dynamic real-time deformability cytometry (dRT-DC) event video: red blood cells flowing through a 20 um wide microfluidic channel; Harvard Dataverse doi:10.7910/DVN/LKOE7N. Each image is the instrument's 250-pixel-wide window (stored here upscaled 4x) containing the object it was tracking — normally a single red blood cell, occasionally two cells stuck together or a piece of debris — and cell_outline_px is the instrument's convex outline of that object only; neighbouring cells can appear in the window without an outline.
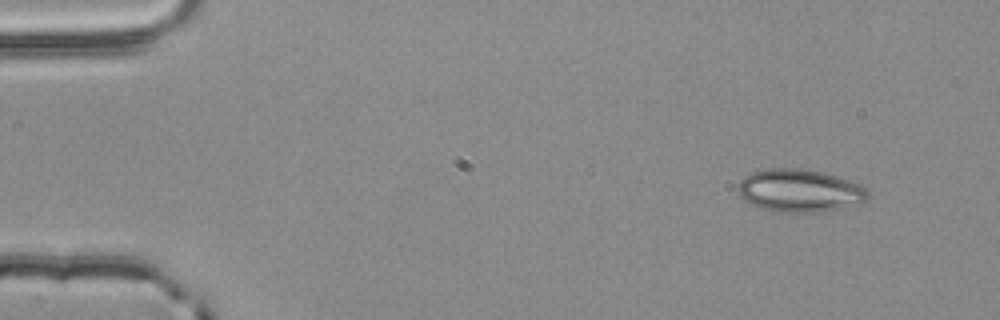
{"species": "common noctule bat (a hibernating species)", "species_latin": "Nyctalus noctula", "temperature_condition": "room temperature", "stored_images_in_passage": 2, "camera_frame_rate_fps": 3000, "um_per_image_px": 0.085, "animal": {"sex": "male", "body_mass_g": 20.4}, "frame": {"image": 1, "passage_image": 1, "time_ms": 0.0, "image_size_px": [1000, 320], "cell_outline_px": [[872, 196], [868, 200], [836, 208], [816, 212], [772, 212], [760, 208], [744, 200], [740, 196], [740, 180], [744, 176], [752, 172], [768, 168], [800, 168], [824, 172], [860, 184], [868, 188]], "centroid_in_image_um": [67.99, 16.19], "position_along_channel_um": 17.0, "area_um2": 32.37}}